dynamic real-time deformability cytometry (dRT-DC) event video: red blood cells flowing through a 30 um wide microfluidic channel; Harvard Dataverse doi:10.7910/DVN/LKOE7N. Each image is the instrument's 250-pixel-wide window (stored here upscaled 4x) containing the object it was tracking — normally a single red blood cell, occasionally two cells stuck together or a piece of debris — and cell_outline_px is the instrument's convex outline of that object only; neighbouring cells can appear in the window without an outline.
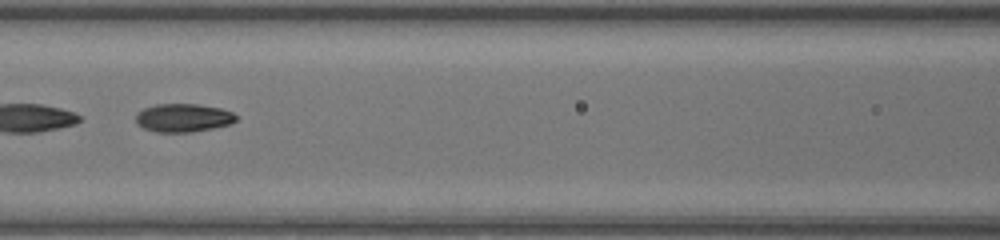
{"species": "common noctule bat (a hibernating species)", "species_latin": "Nyctalus noctula", "temperature_condition": "warm", "stored_images_in_passage": 47, "segment_of_instrument_passage": [2, 2], "camera_frame_rate_fps": 3000, "um_per_image_px": 0.085, "animal": {"sex": "female", "body_mass_g": 17.0, "forearm_length_mm": 48.0}, "frame": {"image": 1, "passage_image": 23, "time_ms": 7.333, "image_size_px": [1000, 240], "cell_outline_px": [[236, 120], [232, 124], [192, 132], [156, 132], [144, 128], [136, 124], [136, 112], [144, 108], [156, 104], [196, 104], [220, 108], [232, 112], [236, 116]], "centroid_in_image_um": [15.55, 10.01], "position_along_channel_um": 151.0, "area_um2": 16.59}}
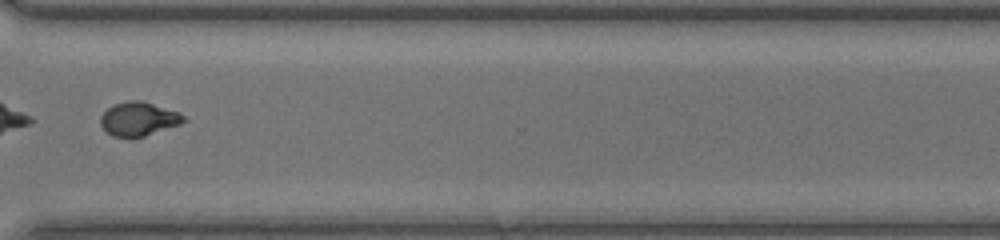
{"frame": {"image": 2, "passage_image": 37, "time_ms": 12.0, "image_size_px": [1000, 240], "cell_outline_px": [[188, 120], [180, 124], [144, 136], [128, 140], [112, 136], [100, 124], [100, 116], [108, 108], [116, 104], [128, 100], [140, 100], [180, 112]], "centroid_in_image_um": [11.78, 10.14], "position_along_channel_um": 358.8, "area_um2": 16.59}}